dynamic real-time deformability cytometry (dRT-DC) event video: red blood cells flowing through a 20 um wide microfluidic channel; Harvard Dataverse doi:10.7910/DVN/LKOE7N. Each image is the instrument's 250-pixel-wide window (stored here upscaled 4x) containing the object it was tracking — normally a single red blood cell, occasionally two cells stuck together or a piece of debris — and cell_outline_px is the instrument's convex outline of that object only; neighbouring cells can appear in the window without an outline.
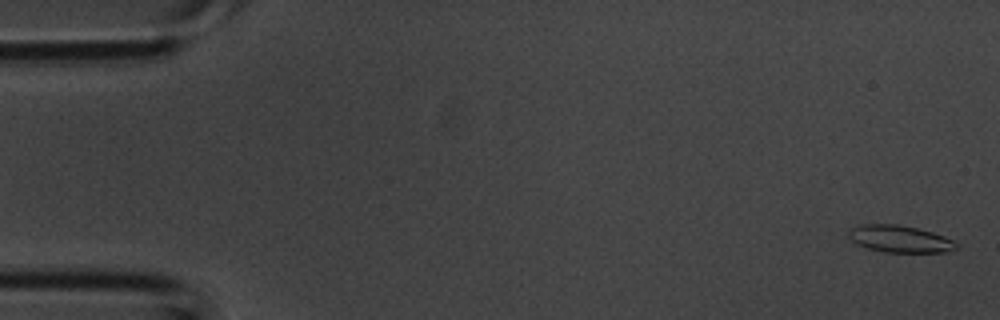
{"species": "common noctule bat (a hibernating species)", "species_latin": "Nyctalus noctula", "temperature_condition": "room temperature", "stored_images_in_passage": 11, "camera_frame_rate_fps": 3000, "um_per_image_px": 0.085, "animal": {"sex": "male", "body_mass_g": 20.1, "forearm_length_mm": 53.5}, "frame": {"image": 1, "passage_image": 1, "time_ms": 0.0, "image_size_px": [1000, 320], "cell_outline_px": [[960, 248], [948, 252], [884, 252], [868, 248], [856, 244], [848, 236], [848, 228], [860, 224], [896, 224], [916, 228], [932, 232], [944, 236], [960, 244]], "centroid_in_image_um": [76.49, 20.31], "position_along_channel_um": 8.5, "area_um2": 17.17}}